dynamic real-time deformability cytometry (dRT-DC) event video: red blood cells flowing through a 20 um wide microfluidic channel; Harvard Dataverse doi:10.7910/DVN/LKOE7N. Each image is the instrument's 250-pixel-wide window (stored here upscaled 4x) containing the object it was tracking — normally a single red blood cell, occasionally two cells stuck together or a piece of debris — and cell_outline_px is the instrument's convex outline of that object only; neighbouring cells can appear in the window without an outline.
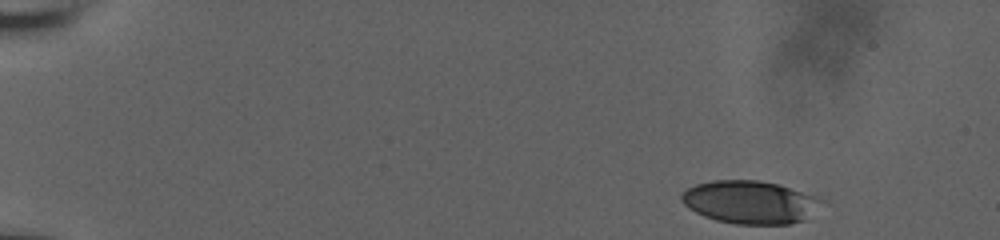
{"species": "human", "species_latin": "Homo sapiens", "temperature_condition": "room temperature", "stored_images_in_passage": 50, "camera_frame_rate_fps": 3000, "um_per_image_px": 0.085, "donor": {"sex": "male"}, "frame": {"image": 1, "passage_image": 1, "time_ms": 0.0, "image_size_px": [1000, 240], "cell_outline_px": [[824, 200], [804, 220], [788, 224], [736, 224], [716, 220], [704, 216], [688, 208], [680, 200], [680, 196], [688, 188], [696, 184], [712, 180], [756, 180], [776, 184], [820, 196]], "centroid_in_image_um": [63.74, 17.18], "position_along_channel_um": 21.3, "area_um2": 34.91}}
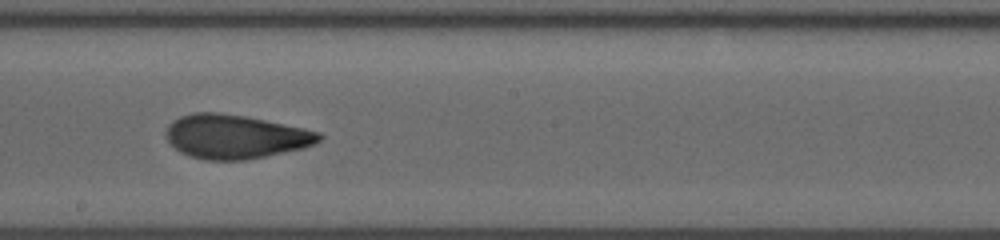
{"frame": {"image": 2, "passage_image": 28, "time_ms": 9.0, "image_size_px": [1000, 240], "cell_outline_px": [[324, 136], [316, 144], [304, 148], [244, 160], [204, 160], [180, 152], [168, 140], [164, 132], [168, 124], [172, 120], [180, 116], [192, 112], [216, 112], [244, 116], [304, 128], [320, 132]], "centroid_in_image_um": [19.99, 11.6], "position_along_channel_um": 228.2, "area_um2": 39.19}}
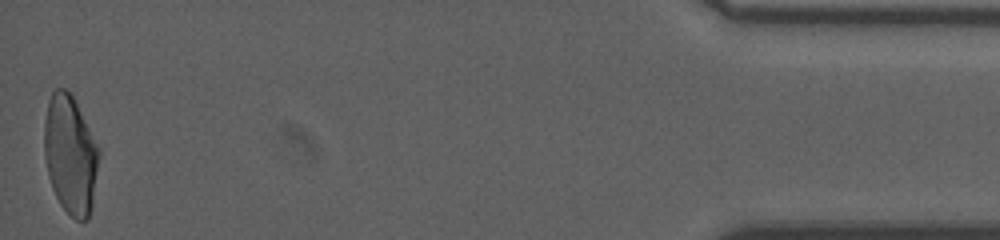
{"frame": {"image": 3, "passage_image": 50, "time_ms": 16.333, "image_size_px": [1000, 240], "cell_outline_px": [[100, 152], [92, 208], [88, 220], [76, 220], [60, 204], [52, 188], [48, 176], [44, 156], [44, 120], [48, 100], [52, 92], [56, 88], [64, 88], [72, 96], [100, 148]], "centroid_in_image_um": [5.98, 13.16], "position_along_channel_um": 429.2, "area_um2": 37.92}, "authors_computed_cell_mechanics": {"area_um2": 38.1191, "velocity_mm_per_s": 3.8474, "shape_relaxation_time_tau1_ms": 8.0759, "shape_relaxation_time_tau2_ms": 1.545, "deformation_change_tau1": 0.241, "deformation_change_tau2": 0.0792}}